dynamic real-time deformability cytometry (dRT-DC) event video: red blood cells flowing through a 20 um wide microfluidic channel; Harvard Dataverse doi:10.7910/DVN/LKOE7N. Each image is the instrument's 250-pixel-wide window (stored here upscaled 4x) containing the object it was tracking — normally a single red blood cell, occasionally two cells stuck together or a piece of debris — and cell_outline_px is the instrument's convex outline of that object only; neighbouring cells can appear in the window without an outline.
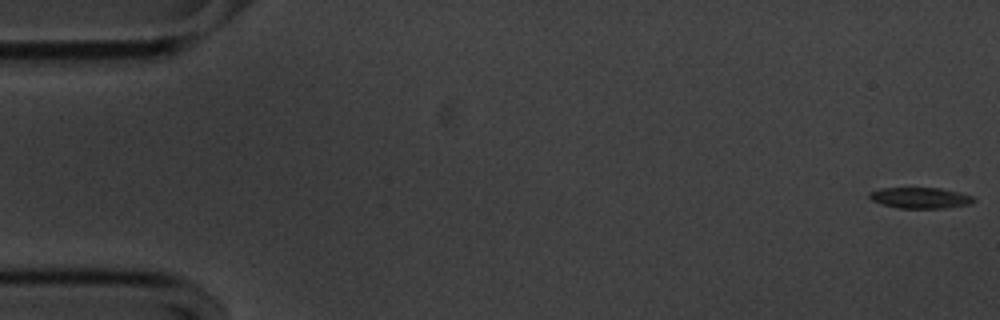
{"species": "common noctule bat (a hibernating species)", "species_latin": "Nyctalus noctula", "temperature_condition": "cold", "stored_images_in_passage": 56, "camera_frame_rate_fps": 3000, "um_per_image_px": 0.085, "animal": {"sex": "male", "body_mass_g": 20.1, "forearm_length_mm": 53.5}, "frame": {"image": 1, "passage_image": 1, "time_ms": 0.0, "image_size_px": [1000, 320], "cell_outline_px": [[976, 200], [972, 204], [944, 208], [900, 208], [880, 204], [872, 200], [868, 196], [868, 192], [880, 188], [940, 188], [972, 196]], "centroid_in_image_um": [78.19, 16.82], "position_along_channel_um": 6.8, "area_um2": 12.72}}
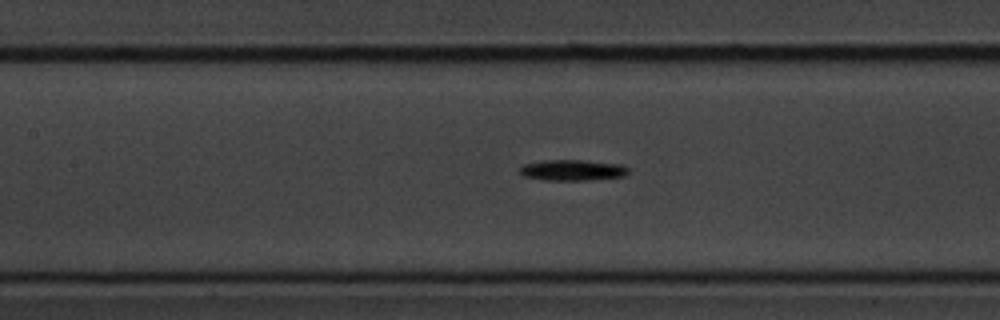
{"frame": {"image": 2, "passage_image": 25, "time_ms": 8.0, "image_size_px": [1000, 320], "cell_outline_px": [[628, 172], [624, 176], [588, 180], [544, 180], [524, 176], [516, 172], [524, 164], [540, 160], [584, 160], [620, 164], [628, 168]], "centroid_in_image_um": [48.6, 14.46], "position_along_channel_um": 158.8, "area_um2": 13.29}}
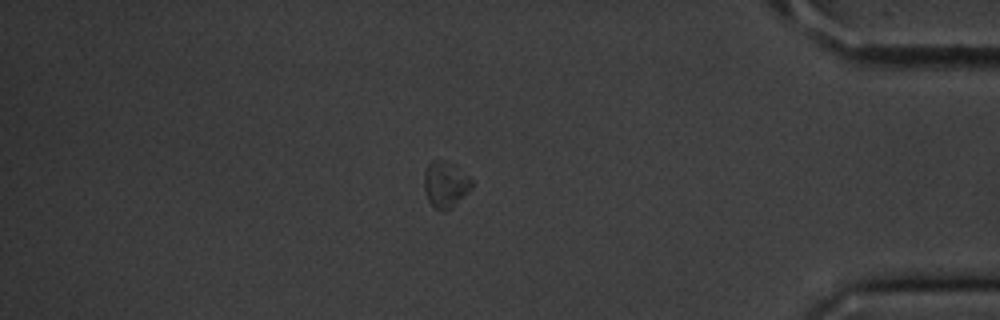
{"frame": {"image": 3, "passage_image": 48, "time_ms": 15.667, "image_size_px": [1000, 320], "cell_outline_px": [[472, 188], [452, 208], [444, 212], [440, 212], [428, 200], [424, 188], [424, 172], [428, 164], [432, 160], [440, 160], [468, 176], [472, 180]], "centroid_in_image_um": [37.83, 15.74], "position_along_channel_um": 397.4, "area_um2": 12.43}, "authors_computed_cell_mechanics": {"area_um2": 12.5715, "velocity_mm_per_s": 3.5597, "shape_relaxation_time_tau1_ms": 1.9719, "shape_relaxation_time_tau2_ms": null, "deformation_change_tau1": 0.1394, "deformation_change_tau2": null}}